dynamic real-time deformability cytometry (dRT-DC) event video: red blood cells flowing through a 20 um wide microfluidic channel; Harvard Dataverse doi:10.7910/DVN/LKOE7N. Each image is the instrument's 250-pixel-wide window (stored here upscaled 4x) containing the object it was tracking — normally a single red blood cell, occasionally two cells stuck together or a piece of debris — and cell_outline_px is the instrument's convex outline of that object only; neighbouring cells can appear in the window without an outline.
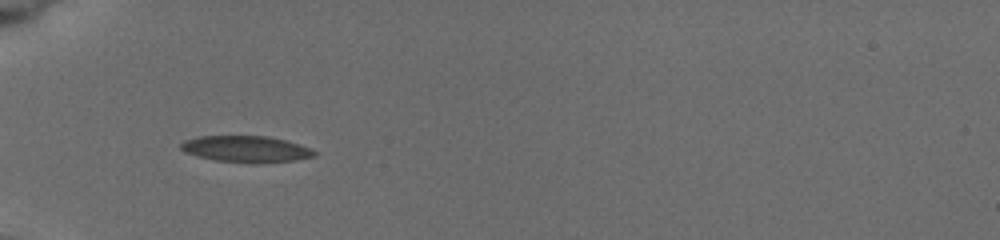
{"species": "common noctule bat (a hibernating species)", "species_latin": "Nyctalus noctula", "temperature_condition": "cold", "stored_images_in_passage": 13, "camera_frame_rate_fps": 3000, "um_per_image_px": 0.085, "animal": {"sex": "female", "body_mass_g": 19.5, "forearm_length_mm": 54.1}, "frame": {"image": 1, "passage_image": 6, "time_ms": 6.0, "image_size_px": [1000, 240], "cell_outline_px": [[316, 156], [296, 160], [260, 164], [252, 164], [216, 160], [196, 156], [184, 152], [180, 148], [180, 144], [184, 140], [196, 136], [268, 136], [300, 144], [316, 152]], "centroid_in_image_um": [20.89, 12.68], "position_along_channel_um": 64.1, "area_um2": 20.81}}
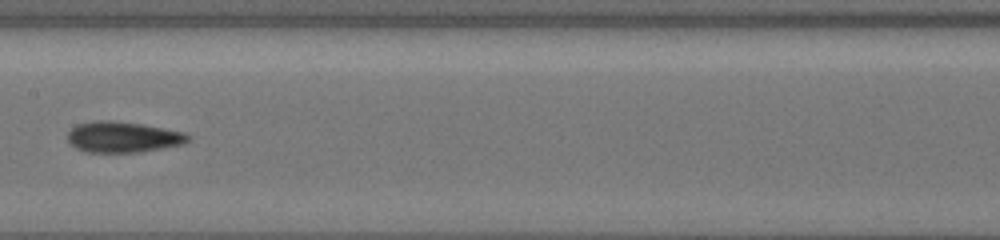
{"frame": {"image": 2, "passage_image": 10, "time_ms": 9.667, "image_size_px": [1000, 240], "cell_outline_px": [[188, 140], [184, 144], [140, 152], [84, 152], [68, 144], [68, 132], [76, 124], [92, 120], [112, 120], [140, 124], [164, 128], [184, 132], [188, 136]], "centroid_in_image_um": [10.39, 11.64], "position_along_channel_um": 197.0, "area_um2": 21.73}}
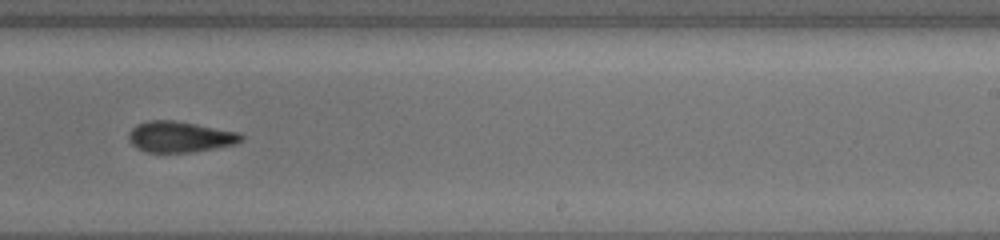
{"frame": {"image": 3, "passage_image": 12, "time_ms": 11.667, "image_size_px": [1000, 240], "cell_outline_px": [[244, 140], [236, 144], [216, 148], [192, 152], [148, 152], [136, 148], [128, 140], [128, 132], [136, 124], [148, 120], [176, 120], [240, 132], [244, 136]], "centroid_in_image_um": [15.31, 11.62], "position_along_channel_um": 273.7, "area_um2": 20.58}}